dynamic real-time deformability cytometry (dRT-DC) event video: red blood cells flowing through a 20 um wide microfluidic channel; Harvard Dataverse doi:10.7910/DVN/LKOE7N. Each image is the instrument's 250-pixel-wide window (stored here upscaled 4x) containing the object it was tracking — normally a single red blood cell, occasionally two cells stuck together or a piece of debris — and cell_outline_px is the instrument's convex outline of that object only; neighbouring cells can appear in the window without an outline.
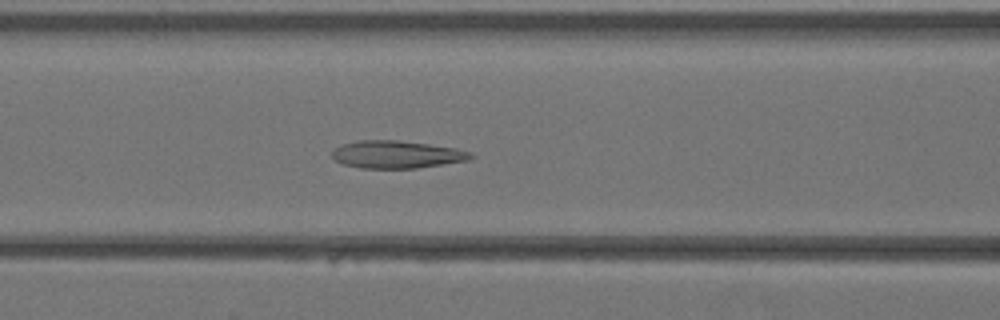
{"species": "Egyptian fruit bat (a non-hibernating species)", "species_latin": "Rousettus aegyptiacus", "temperature_condition": "warm", "stored_images_in_passage": 26, "camera_frame_rate_fps": 3000, "um_per_image_px": 0.085, "animal": {"sex": "female"}, "frame": {"image": 1, "passage_image": 9, "time_ms": 2.667, "image_size_px": [1000, 320], "cell_outline_px": [[476, 156], [468, 160], [416, 168], [360, 168], [344, 164], [336, 160], [332, 156], [332, 152], [340, 144], [360, 140], [396, 140], [428, 144], [456, 148], [472, 152]], "centroid_in_image_um": [33.73, 13.12], "position_along_channel_um": 132.9, "area_um2": 22.2}}
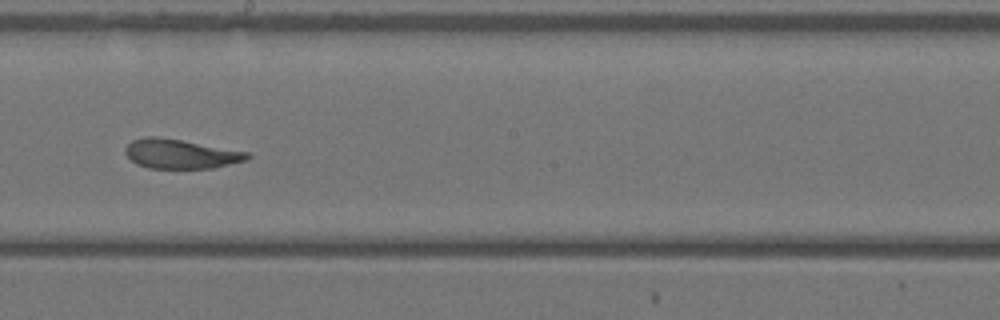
{"frame": {"image": 2, "passage_image": 15, "time_ms": 4.667, "image_size_px": [1000, 320], "cell_outline_px": [[252, 156], [248, 160], [212, 168], [148, 168], [136, 164], [124, 152], [124, 148], [132, 140], [148, 136], [156, 136], [180, 140], [248, 152]], "centroid_in_image_um": [15.34, 13.08], "position_along_channel_um": 232.9, "area_um2": 20.75}}
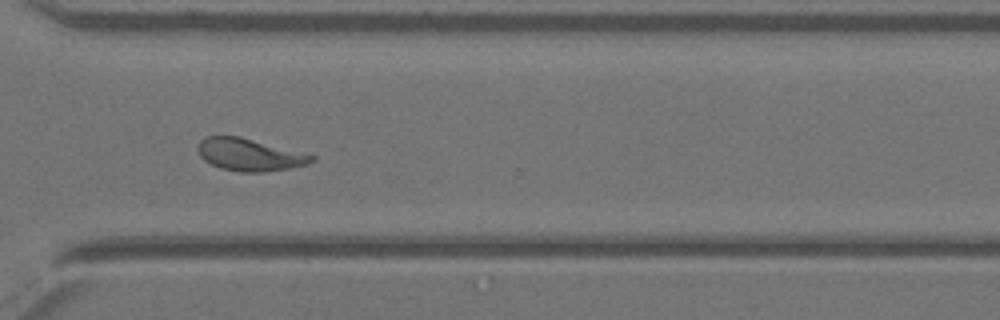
{"frame": {"image": 3, "passage_image": 22, "time_ms": 7.0, "image_size_px": [1000, 320], "cell_outline_px": [[316, 160], [308, 164], [288, 168], [264, 172], [240, 172], [220, 168], [204, 160], [200, 156], [196, 148], [200, 140], [204, 136], [240, 136], [316, 156]], "centroid_in_image_um": [21.18, 13.14], "position_along_channel_um": 349.4, "area_um2": 21.44}}